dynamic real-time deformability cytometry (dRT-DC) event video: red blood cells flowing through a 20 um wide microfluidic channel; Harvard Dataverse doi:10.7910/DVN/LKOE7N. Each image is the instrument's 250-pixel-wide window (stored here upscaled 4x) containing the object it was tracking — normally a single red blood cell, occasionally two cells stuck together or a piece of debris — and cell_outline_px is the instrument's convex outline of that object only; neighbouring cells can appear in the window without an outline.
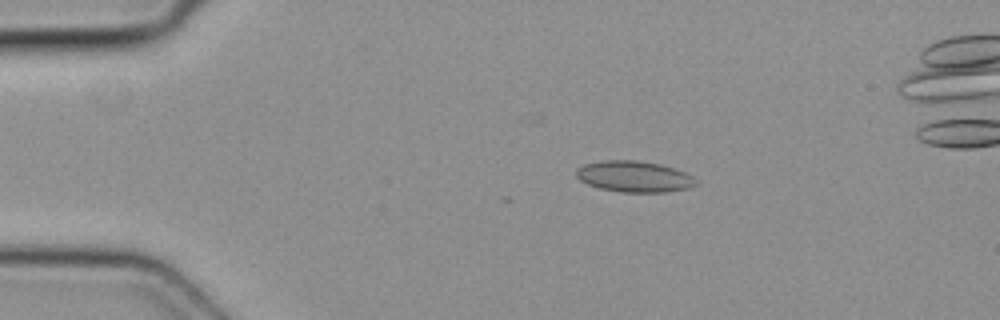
{"species": "common noctule bat (a hibernating species)", "species_latin": "Nyctalus noctula", "temperature_condition": "cold", "stored_images_in_passage": 4, "camera_frame_rate_fps": 3000, "um_per_image_px": 0.085, "animal": {"sex": "female", "body_mass_g": 19.3, "forearm_length_mm": 54.1}, "frame": {"image": 1, "passage_image": 1, "time_ms": 0.0, "image_size_px": [1000, 320], "cell_outline_px": [[696, 184], [688, 188], [664, 192], [620, 192], [600, 188], [588, 184], [580, 180], [576, 176], [576, 168], [584, 164], [600, 160], [636, 160], [660, 164], [684, 172], [692, 176], [696, 180]], "centroid_in_image_um": [53.86, 15.0], "position_along_channel_um": 31.1, "area_um2": 21.62}}
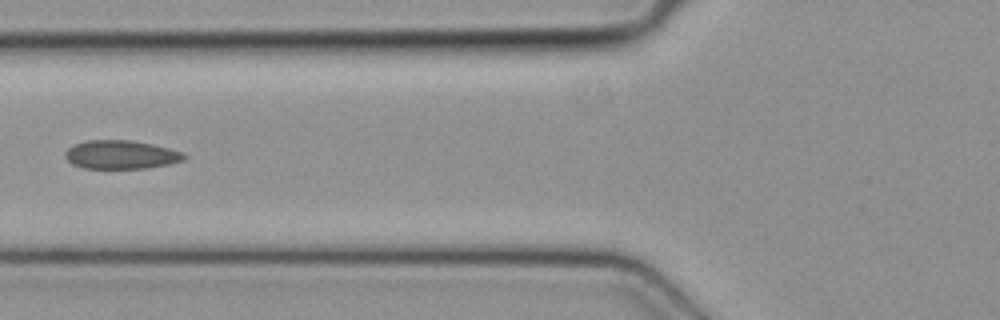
{"frame": {"image": 2, "passage_image": 4, "time_ms": 1.0, "image_size_px": [1000, 320], "cell_outline_px": [[188, 156], [184, 160], [168, 164], [148, 168], [84, 168], [72, 164], [64, 156], [64, 152], [68, 148], [84, 140], [132, 140], [152, 144], [184, 152]], "centroid_in_image_um": [10.29, 13.14], "position_along_channel_um": 115.5, "area_um2": 19.88}}